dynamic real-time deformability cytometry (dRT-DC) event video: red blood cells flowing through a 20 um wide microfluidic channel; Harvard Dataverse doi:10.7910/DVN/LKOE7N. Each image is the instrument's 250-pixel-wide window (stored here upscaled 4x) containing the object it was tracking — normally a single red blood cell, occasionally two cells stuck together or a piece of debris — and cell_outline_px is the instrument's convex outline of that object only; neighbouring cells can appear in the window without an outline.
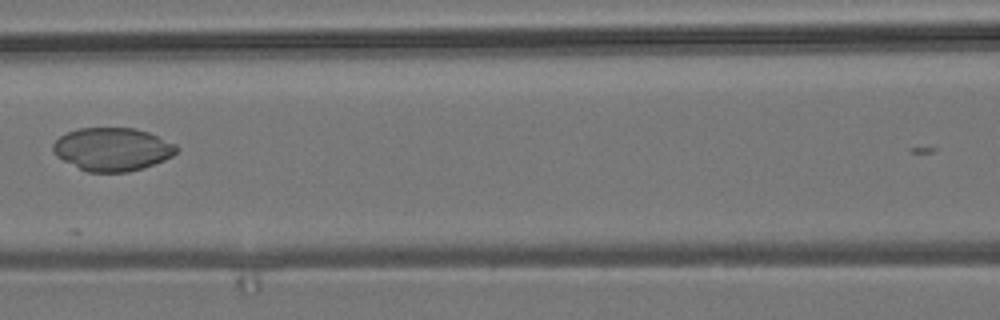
{"species": "common noctule bat (a hibernating species)", "species_latin": "Nyctalus noctula", "temperature_condition": "room temperature", "stored_images_in_passage": 5, "camera_frame_rate_fps": 3000, "um_per_image_px": 0.085, "animal": {"sex": "male", "body_mass_g": 19.2, "forearm_length_mm": 51.8}, "frame": {"image": 1, "passage_image": 4, "time_ms": 4.0, "image_size_px": [1000, 320], "cell_outline_px": [[180, 148], [172, 156], [164, 160], [144, 168], [128, 172], [88, 172], [56, 156], [52, 152], [52, 144], [60, 136], [68, 132], [80, 128], [136, 128], [148, 132], [176, 144]], "centroid_in_image_um": [9.57, 12.68], "position_along_channel_um": 157.0, "area_um2": 31.04}}
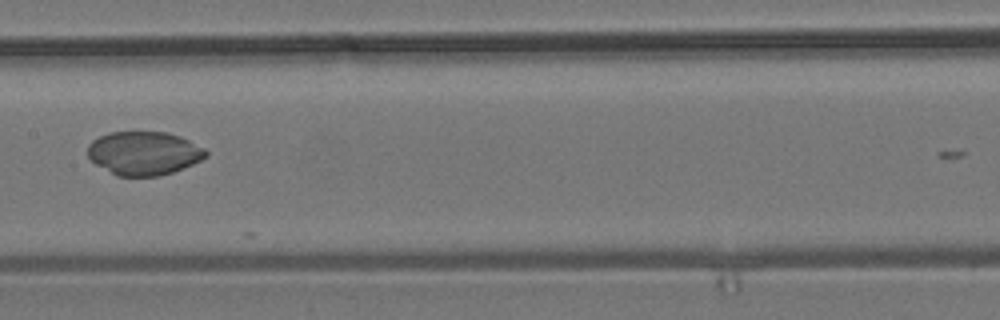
{"frame": {"image": 2, "passage_image": 5, "time_ms": 5.0, "image_size_px": [1000, 320], "cell_outline_px": [[208, 156], [192, 164], [172, 172], [160, 176], [116, 176], [96, 164], [88, 156], [88, 144], [92, 140], [108, 132], [168, 132], [180, 136], [204, 148], [208, 152]], "centroid_in_image_um": [12.22, 13.02], "position_along_channel_um": 195.2, "area_um2": 30.0}}